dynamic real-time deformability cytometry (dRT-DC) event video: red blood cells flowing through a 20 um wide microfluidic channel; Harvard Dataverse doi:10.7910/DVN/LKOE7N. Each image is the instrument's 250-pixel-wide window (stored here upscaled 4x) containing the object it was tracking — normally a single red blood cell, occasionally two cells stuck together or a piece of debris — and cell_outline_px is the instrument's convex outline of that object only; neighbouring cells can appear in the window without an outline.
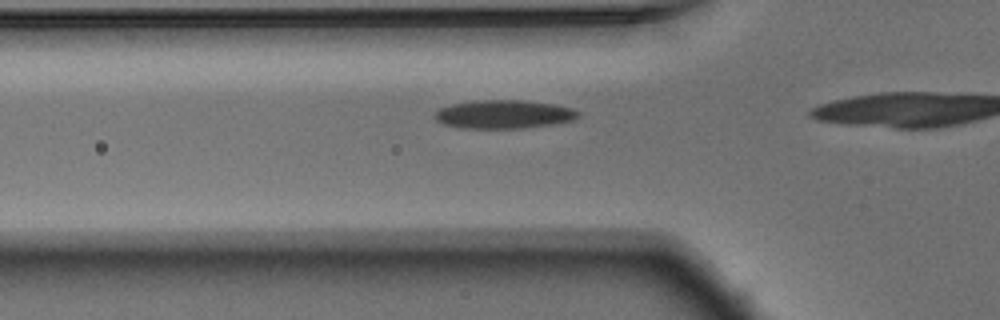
{"species": "Egyptian fruit bat (a non-hibernating species)", "species_latin": "Rousettus aegyptiacus", "temperature_condition": "warm", "stored_images_in_passage": 15, "camera_frame_rate_fps": 3000, "um_per_image_px": 0.085, "animal": {"sex": "male"}, "frame": {"image": 1, "passage_image": 13, "time_ms": 4.0, "image_size_px": [1000, 320], "cell_outline_px": [[580, 116], [572, 120], [552, 124], [524, 128], [460, 128], [444, 124], [436, 120], [432, 116], [440, 108], [452, 104], [480, 100], [524, 100], [556, 104], [572, 108], [580, 112]], "centroid_in_image_um": [42.84, 9.71], "position_along_channel_um": 83.0, "area_um2": 23.87}}